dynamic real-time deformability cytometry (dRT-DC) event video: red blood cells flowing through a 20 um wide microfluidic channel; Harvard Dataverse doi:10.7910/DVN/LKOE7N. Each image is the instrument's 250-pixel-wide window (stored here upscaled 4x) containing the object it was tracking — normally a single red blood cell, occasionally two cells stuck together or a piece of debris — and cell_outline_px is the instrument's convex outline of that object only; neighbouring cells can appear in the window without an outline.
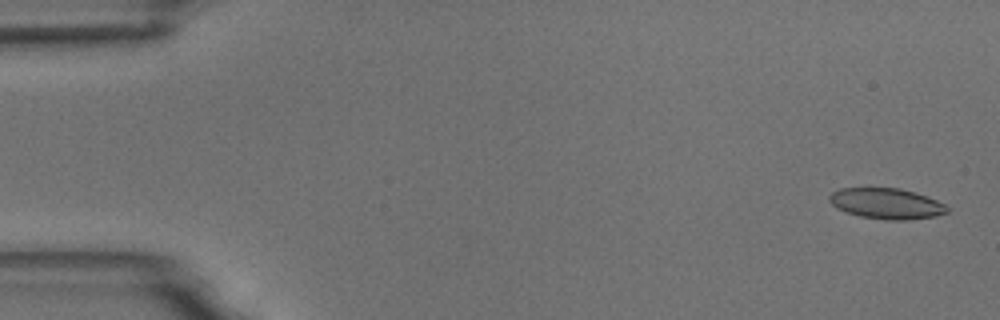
{"species": "common noctule bat (a hibernating species)", "species_latin": "Nyctalus noctula", "temperature_condition": "room temperature", "stored_images_in_passage": 3, "camera_frame_rate_fps": 3000, "um_per_image_px": 0.085, "animal": {"sex": "male", "body_mass_g": 18.8}, "frame": {"image": 1, "passage_image": 1, "time_ms": 0.0, "image_size_px": [1000, 320], "cell_outline_px": [[948, 212], [936, 216], [908, 220], [884, 220], [860, 216], [844, 212], [836, 208], [828, 200], [828, 196], [832, 192], [840, 188], [900, 188], [936, 200], [944, 204], [948, 208]], "centroid_in_image_um": [75.3, 17.31], "position_along_channel_um": 9.7, "area_um2": 21.1}}